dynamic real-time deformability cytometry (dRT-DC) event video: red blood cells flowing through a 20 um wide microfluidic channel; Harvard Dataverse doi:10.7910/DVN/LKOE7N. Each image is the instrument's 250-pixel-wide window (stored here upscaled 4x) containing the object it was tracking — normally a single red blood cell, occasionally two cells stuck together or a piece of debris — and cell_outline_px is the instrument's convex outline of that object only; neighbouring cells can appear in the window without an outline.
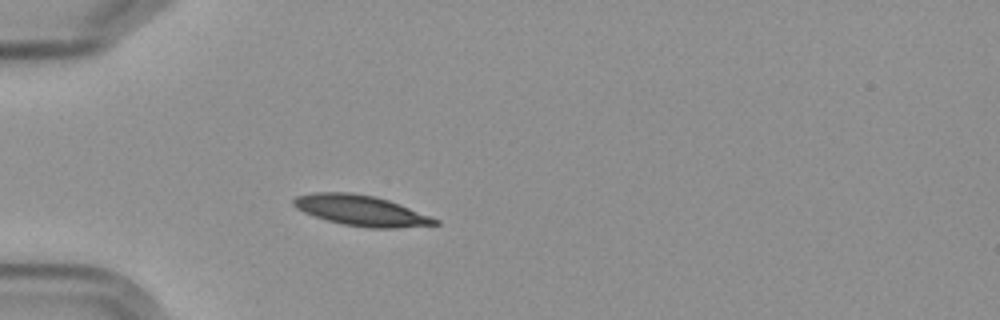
{"species": "Egyptian fruit bat (a non-hibernating species)", "species_latin": "Rousettus aegyptiacus", "temperature_condition": "cold", "stored_images_in_passage": 4, "camera_frame_rate_fps": 3000, "um_per_image_px": 0.085, "frame": {"image": 1, "passage_image": 4, "time_ms": 3.333, "image_size_px": [1000, 320], "cell_outline_px": [[440, 224], [396, 228], [368, 228], [344, 224], [328, 220], [304, 212], [296, 208], [292, 204], [292, 200], [296, 196], [312, 192], [352, 192], [376, 196], [400, 204], [440, 220]], "centroid_in_image_um": [30.69, 17.88], "position_along_channel_um": 54.3, "area_um2": 25.14}}